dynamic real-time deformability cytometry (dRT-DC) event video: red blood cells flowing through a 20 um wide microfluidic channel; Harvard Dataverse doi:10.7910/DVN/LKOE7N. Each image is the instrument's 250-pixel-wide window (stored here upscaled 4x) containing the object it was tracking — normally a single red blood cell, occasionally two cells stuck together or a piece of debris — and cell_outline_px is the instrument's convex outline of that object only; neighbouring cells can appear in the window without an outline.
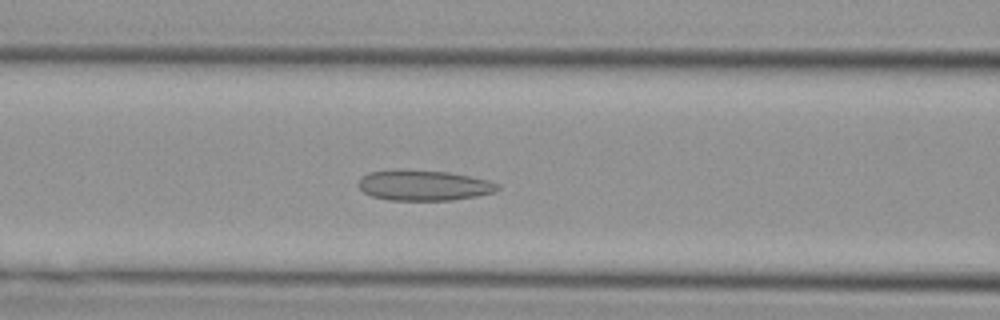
{"species": "Egyptian fruit bat (a non-hibernating species)", "species_latin": "Rousettus aegyptiacus", "temperature_condition": "cold", "stored_images_in_passage": 45, "camera_frame_rate_fps": 3000, "um_per_image_px": 0.085, "animal": {"sex": "female"}, "frame": {"image": 1, "passage_image": 16, "time_ms": 5.0, "image_size_px": [1000, 320], "cell_outline_px": [[500, 188], [496, 192], [480, 196], [452, 200], [388, 200], [372, 196], [364, 192], [356, 184], [368, 172], [448, 172], [488, 180], [500, 184]], "centroid_in_image_um": [36.11, 15.81], "position_along_channel_um": 130.5, "area_um2": 23.93}}
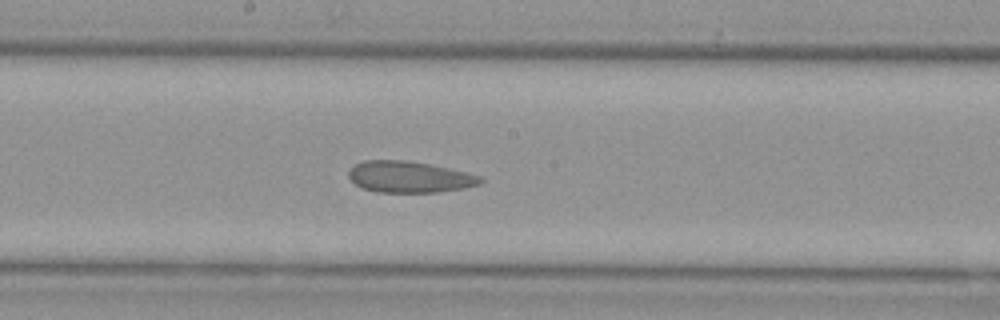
{"frame": {"image": 2, "passage_image": 22, "time_ms": 7.0, "image_size_px": [1000, 320], "cell_outline_px": [[484, 180], [480, 184], [464, 188], [436, 192], [376, 192], [364, 188], [356, 184], [348, 176], [348, 172], [356, 164], [364, 160], [408, 160], [448, 168], [480, 176]], "centroid_in_image_um": [34.79, 15.04], "position_along_channel_um": 213.4, "area_um2": 23.81}}
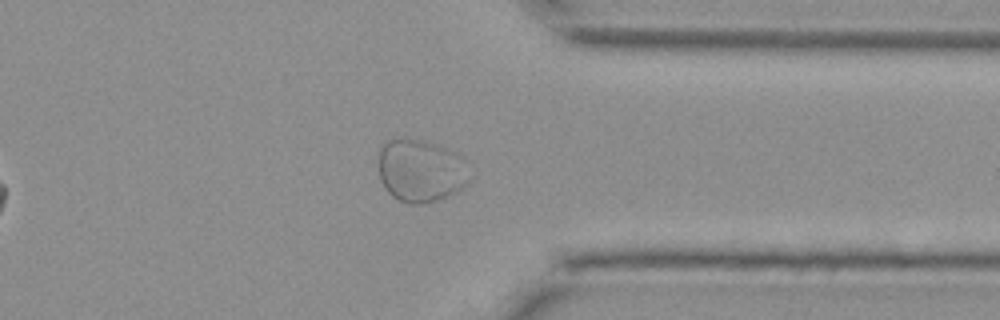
{"frame": {"image": 3, "passage_image": 34, "time_ms": 11.0, "image_size_px": [1000, 320], "cell_outline_px": [[468, 184], [456, 192], [448, 196], [424, 204], [408, 204], [392, 196], [384, 188], [380, 180], [380, 148], [384, 140], [396, 136], [404, 136], [420, 140], [456, 152], [464, 156], [468, 180]], "centroid_in_image_um": [35.73, 14.49], "position_along_channel_um": 375.7, "area_um2": 33.64}}